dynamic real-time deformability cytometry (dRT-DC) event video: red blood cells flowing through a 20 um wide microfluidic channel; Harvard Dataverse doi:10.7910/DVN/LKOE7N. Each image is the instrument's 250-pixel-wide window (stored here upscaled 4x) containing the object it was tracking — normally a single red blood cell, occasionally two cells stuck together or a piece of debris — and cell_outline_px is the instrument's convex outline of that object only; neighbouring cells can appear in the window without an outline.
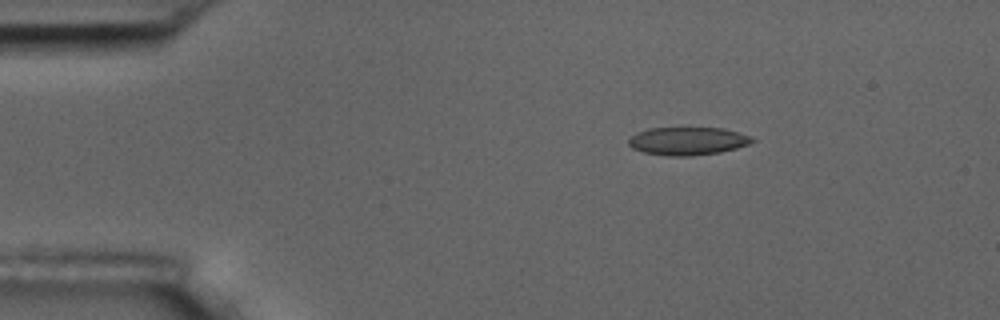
{"species": "common noctule bat (a hibernating species)", "species_latin": "Nyctalus noctula", "temperature_condition": "room temperature", "stored_images_in_passage": 3, "camera_frame_rate_fps": 3000, "um_per_image_px": 0.085, "animal": {"sex": "male", "body_mass_g": 17.5, "forearm_length_mm": 52.3}, "frame": {"image": 1, "passage_image": 1, "time_ms": 0.0, "image_size_px": [1000, 320], "cell_outline_px": [[756, 140], [748, 144], [736, 148], [720, 152], [692, 156], [664, 156], [644, 152], [632, 148], [628, 144], [628, 140], [636, 132], [648, 128], [724, 128], [752, 136]], "centroid_in_image_um": [58.45, 11.99], "position_along_channel_um": 26.6, "area_um2": 20.29}}